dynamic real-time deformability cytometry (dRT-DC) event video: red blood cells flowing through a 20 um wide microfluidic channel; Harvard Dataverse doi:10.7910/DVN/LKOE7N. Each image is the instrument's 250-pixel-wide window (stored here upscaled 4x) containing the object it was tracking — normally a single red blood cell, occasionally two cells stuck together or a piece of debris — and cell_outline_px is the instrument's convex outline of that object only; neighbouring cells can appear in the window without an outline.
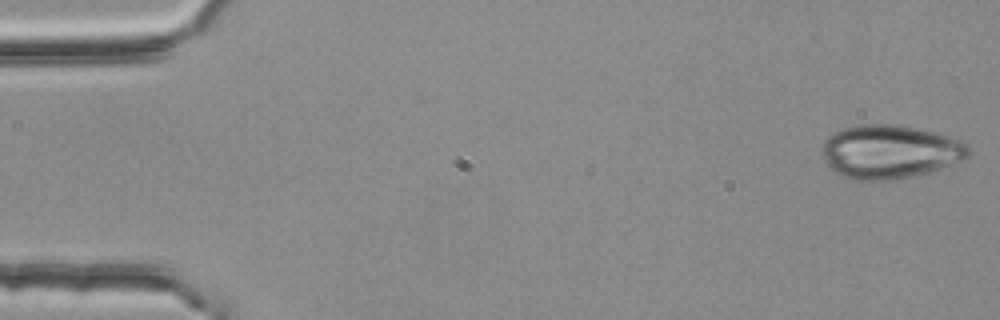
{"species": "common noctule bat (a hibernating species)", "species_latin": "Nyctalus noctula", "temperature_condition": "room temperature", "stored_images_in_passage": 53, "camera_frame_rate_fps": 3000, "um_per_image_px": 0.085, "animal": {"sex": "female", "body_mass_g": 25.1}, "frame": {"image": 1, "passage_image": 1, "time_ms": 0.0, "image_size_px": [1000, 320], "cell_outline_px": [[968, 156], [960, 160], [940, 168], [916, 176], [896, 180], [852, 180], [840, 176], [832, 172], [824, 160], [820, 152], [820, 148], [824, 140], [828, 136], [844, 128], [864, 124], [888, 124], [912, 128], [932, 132], [948, 136], [968, 144]], "centroid_in_image_um": [75.55, 12.93], "position_along_channel_um": 9.5, "area_um2": 45.72}}
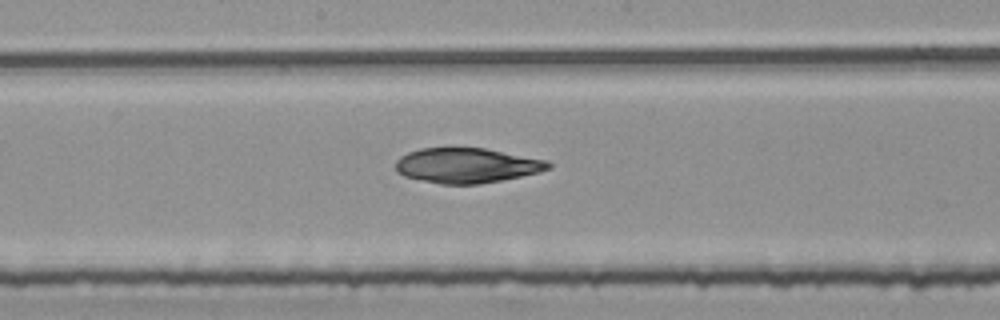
{"frame": {"image": 2, "passage_image": 28, "time_ms": 9.0, "image_size_px": [1000, 320], "cell_outline_px": [[552, 168], [540, 172], [480, 184], [440, 184], [404, 176], [396, 168], [396, 160], [400, 156], [408, 152], [420, 148], [448, 144], [456, 144], [484, 148], [548, 160], [552, 164]], "centroid_in_image_um": [39.66, 14.01], "position_along_channel_um": 208.5, "area_um2": 32.08}}
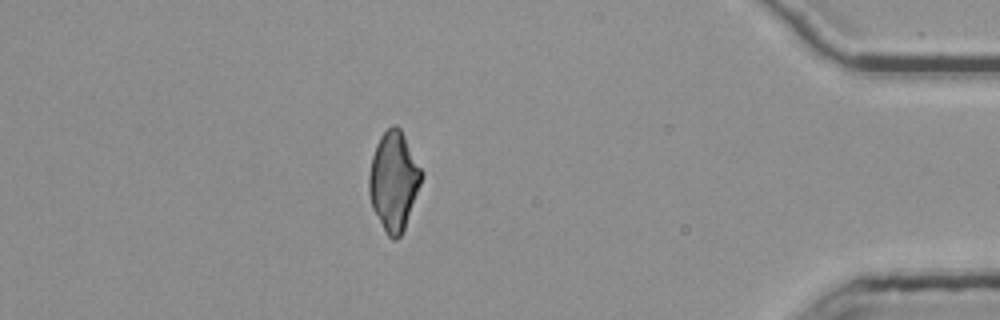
{"frame": {"image": 3, "passage_image": 47, "time_ms": 15.333, "image_size_px": [1000, 320], "cell_outline_px": [[424, 176], [404, 228], [400, 236], [396, 240], [392, 240], [388, 236], [372, 208], [368, 192], [368, 176], [372, 156], [376, 144], [380, 136], [392, 124], [396, 124], [400, 128], [424, 172]], "centroid_in_image_um": [33.47, 15.37], "position_along_channel_um": 401.7, "area_um2": 30.35}}